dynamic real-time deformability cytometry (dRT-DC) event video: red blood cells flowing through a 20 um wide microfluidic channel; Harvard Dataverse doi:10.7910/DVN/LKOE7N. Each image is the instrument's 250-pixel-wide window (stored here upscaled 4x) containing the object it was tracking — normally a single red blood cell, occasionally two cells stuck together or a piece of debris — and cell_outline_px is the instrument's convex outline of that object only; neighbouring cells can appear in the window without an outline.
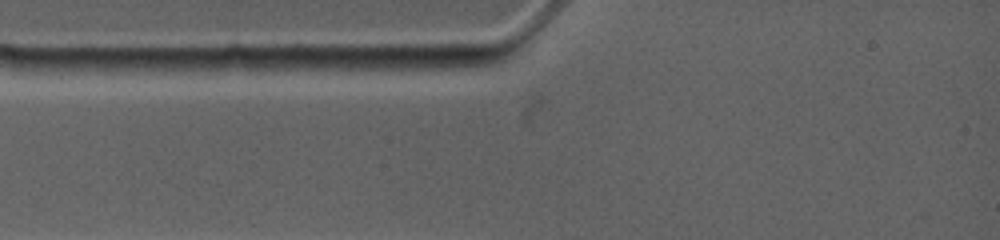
{"species": "common noctule bat (a hibernating species)", "species_latin": "Nyctalus noctula", "temperature_condition": "warm", "stored_images_in_passage": 1, "camera_frame_rate_fps": 4500, "um_per_image_px": 0.085, "animal": {"sex": "female", "body_mass_g": 19.0, "forearm_length_mm": 53.3}, "frame": {"image": 1, "passage_image": 1, "time_ms": 0.0, "image_size_px": [1000, 240], "cell_outline_px": [[504, 60], [492, 64], [452, 72], [400, 72], [360, 68], [388, 56], [504, 52]], "centroid_in_image_um": [37.04, 5.3], "position_along_channel_um": 48.0, "area_um2": 14.51}}